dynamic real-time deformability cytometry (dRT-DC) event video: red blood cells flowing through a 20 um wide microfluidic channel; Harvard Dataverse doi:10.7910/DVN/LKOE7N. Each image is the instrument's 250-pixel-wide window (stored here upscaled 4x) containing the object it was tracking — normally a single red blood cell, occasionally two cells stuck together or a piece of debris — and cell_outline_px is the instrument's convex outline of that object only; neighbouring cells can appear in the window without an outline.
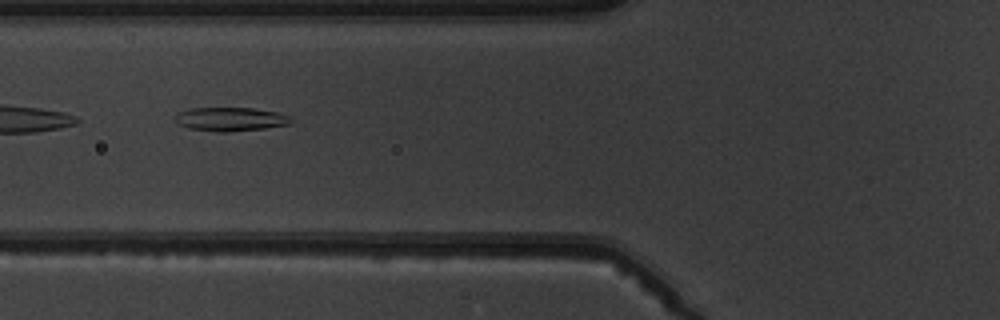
{"species": "common noctule bat (a hibernating species)", "species_latin": "Nyctalus noctula", "temperature_condition": "warm", "stored_images_in_passage": 9, "camera_frame_rate_fps": 3000, "um_per_image_px": 0.085, "animal": {"sex": "male", "body_mass_g": 19.5, "forearm_length_mm": 54.6}, "frame": {"image": 1, "passage_image": 6, "time_ms": 6.667, "image_size_px": [1000, 320], "cell_outline_px": [[292, 120], [288, 124], [264, 128], [228, 132], [220, 132], [188, 128], [176, 124], [176, 112], [188, 108], [252, 108], [276, 112], [288, 116]], "centroid_in_image_um": [19.51, 10.12], "position_along_channel_um": 106.3, "area_um2": 15.95}}
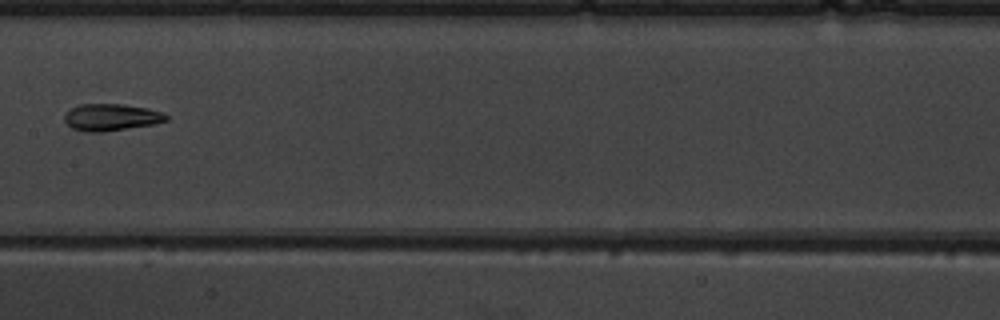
{"frame": {"image": 2, "passage_image": 8, "time_ms": 9.0, "image_size_px": [1000, 320], "cell_outline_px": [[168, 120], [152, 124], [104, 132], [88, 132], [72, 128], [64, 120], [64, 116], [72, 108], [80, 104], [124, 104], [144, 108], [160, 112], [168, 116]], "centroid_in_image_um": [9.43, 9.97], "position_along_channel_um": 198.0, "area_um2": 15.66}}
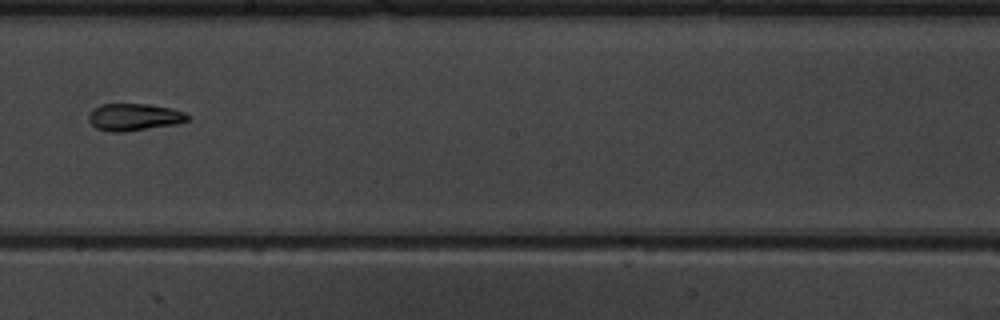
{"frame": {"image": 3, "passage_image": 9, "time_ms": 10.0, "image_size_px": [1000, 320], "cell_outline_px": [[188, 120], [176, 124], [124, 132], [112, 132], [96, 128], [88, 120], [88, 116], [100, 104], [148, 104], [172, 108], [184, 112], [188, 116]], "centroid_in_image_um": [11.4, 9.95], "position_along_channel_um": 236.8, "area_um2": 15.49}}